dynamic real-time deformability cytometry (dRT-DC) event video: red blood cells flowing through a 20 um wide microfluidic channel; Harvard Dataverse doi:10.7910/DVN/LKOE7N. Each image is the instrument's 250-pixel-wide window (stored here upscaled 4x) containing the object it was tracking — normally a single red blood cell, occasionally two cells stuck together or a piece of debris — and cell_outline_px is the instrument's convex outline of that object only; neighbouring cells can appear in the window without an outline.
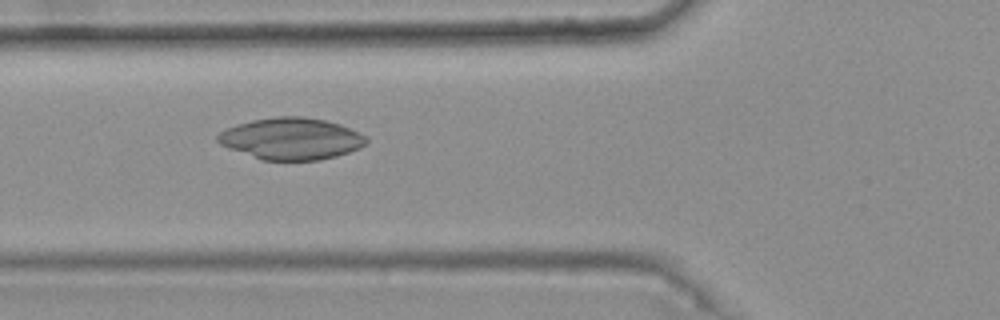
{"species": "common noctule bat (a hibernating species)", "species_latin": "Nyctalus noctula", "temperature_condition": "warm", "stored_images_in_passage": 38, "camera_frame_rate_fps": 3000, "um_per_image_px": 0.085, "animal": {"sex": "female", "body_mass_g": 25.1}, "frame": {"image": 1, "passage_image": 10, "time_ms": 3.0, "image_size_px": [1000, 320], "cell_outline_px": [[368, 140], [360, 148], [336, 156], [320, 160], [260, 160], [228, 148], [220, 144], [216, 140], [216, 136], [224, 128], [236, 124], [252, 120], [276, 116], [304, 116], [324, 120], [340, 124], [368, 136]], "centroid_in_image_um": [24.73, 11.78], "position_along_channel_um": 101.1, "area_um2": 36.41}}
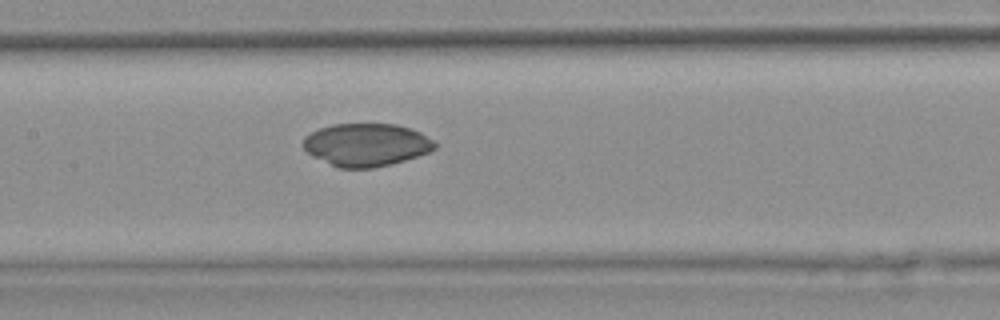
{"frame": {"image": 2, "passage_image": 16, "time_ms": 5.0, "image_size_px": [1000, 320], "cell_outline_px": [[436, 148], [428, 152], [404, 160], [372, 168], [336, 168], [312, 156], [304, 148], [304, 136], [320, 128], [332, 124], [396, 124], [420, 132], [432, 140], [436, 144]], "centroid_in_image_um": [31.1, 12.31], "position_along_channel_um": 176.3, "area_um2": 32.6}}
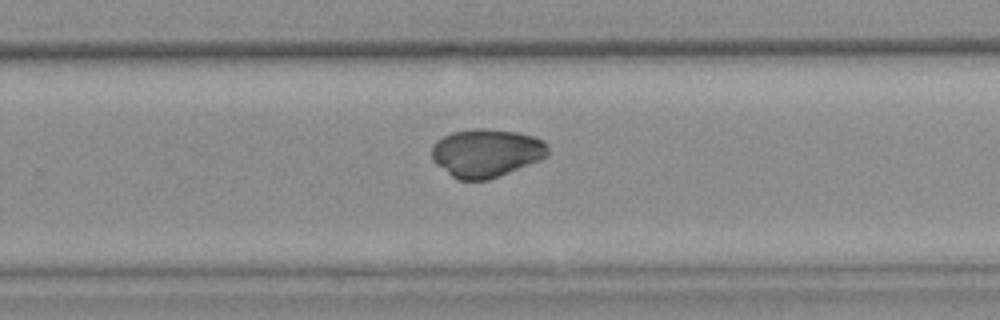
{"frame": {"image": 3, "passage_image": 25, "time_ms": 8.0, "image_size_px": [1000, 320], "cell_outline_px": [[548, 156], [540, 160], [488, 180], [460, 180], [452, 176], [436, 164], [432, 160], [432, 144], [436, 140], [452, 132], [476, 128], [484, 128], [516, 132], [532, 136], [544, 140], [548, 148]], "centroid_in_image_um": [41.32, 12.99], "position_along_channel_um": 288.5, "area_um2": 32.6}}